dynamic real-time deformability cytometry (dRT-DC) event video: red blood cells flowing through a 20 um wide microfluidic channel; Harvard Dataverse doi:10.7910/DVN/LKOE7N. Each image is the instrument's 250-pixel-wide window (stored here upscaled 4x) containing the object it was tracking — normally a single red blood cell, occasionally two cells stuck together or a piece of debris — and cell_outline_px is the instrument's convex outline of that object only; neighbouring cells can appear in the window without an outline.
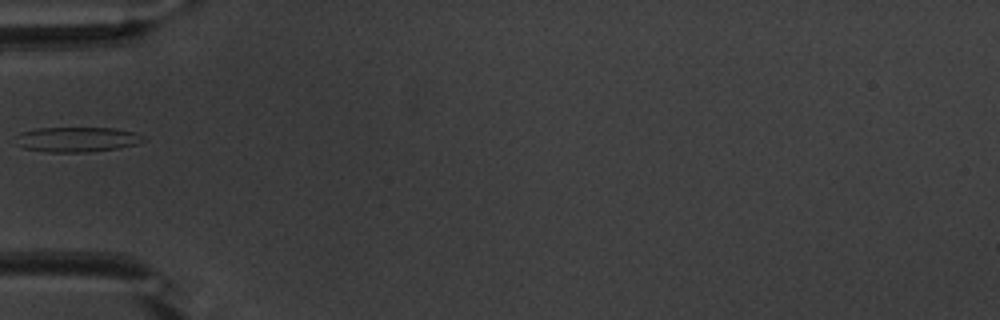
{"species": "common noctule bat (a hibernating species)", "species_latin": "Nyctalus noctula", "temperature_condition": "warm", "stored_images_in_passage": 36, "camera_frame_rate_fps": 3000, "um_per_image_px": 0.085, "animal": {"sex": "male", "body_mass_g": 20.1, "forearm_length_mm": 53.5}, "frame": {"image": 1, "passage_image": 1, "time_ms": 0.0, "image_size_px": [1000, 320], "cell_outline_px": [[148, 140], [136, 144], [120, 148], [88, 152], [48, 152], [24, 148], [16, 144], [16, 136], [20, 132], [36, 128], [116, 128], [136, 132]], "centroid_in_image_um": [6.56, 11.85], "position_along_channel_um": 78.4, "area_um2": 18.79}}
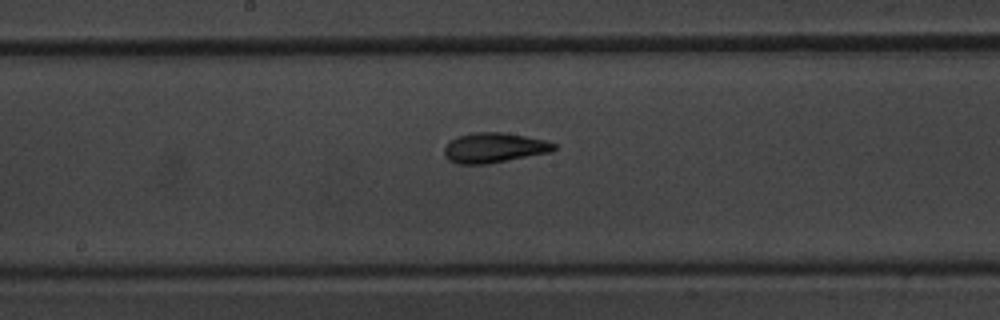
{"frame": {"image": 2, "passage_image": 11, "time_ms": 3.333, "image_size_px": [1000, 320], "cell_outline_px": [[556, 148], [552, 152], [488, 164], [456, 164], [448, 160], [444, 152], [444, 148], [452, 140], [460, 136], [472, 132], [504, 132], [544, 140], [556, 144]], "centroid_in_image_um": [42.01, 12.57], "position_along_channel_um": 206.2, "area_um2": 19.13}}
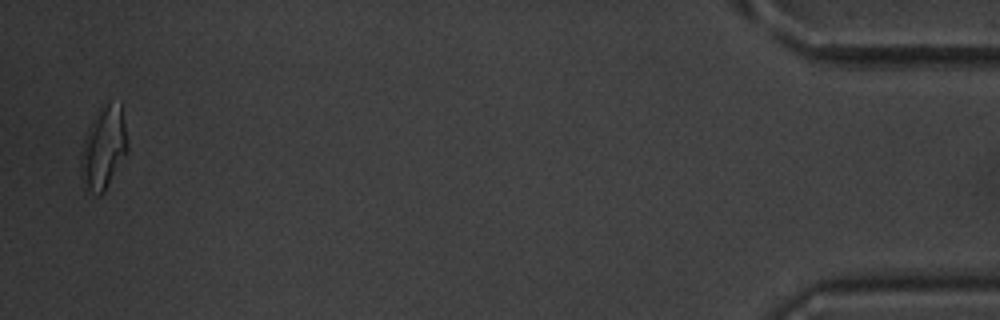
{"frame": {"image": 3, "passage_image": 35, "time_ms": 11.333, "image_size_px": [1000, 320], "cell_outline_px": [[128, 152], [104, 192], [100, 196], [96, 196], [84, 188], [80, 176], [80, 152], [84, 140], [92, 120], [100, 108], [104, 104], [120, 104], [124, 120], [128, 144]], "centroid_in_image_um": [8.78, 12.66], "position_along_channel_um": 426.4, "area_um2": 22.54}}